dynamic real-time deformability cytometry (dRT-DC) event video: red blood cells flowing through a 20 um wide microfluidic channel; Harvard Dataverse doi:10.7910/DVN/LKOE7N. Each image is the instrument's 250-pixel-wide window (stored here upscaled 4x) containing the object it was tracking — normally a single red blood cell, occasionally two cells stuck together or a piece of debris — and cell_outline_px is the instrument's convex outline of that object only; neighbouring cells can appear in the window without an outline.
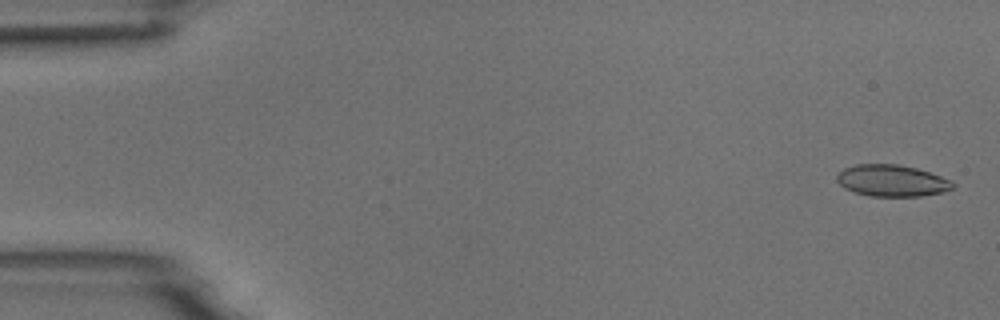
{"species": "common noctule bat (a hibernating species)", "species_latin": "Nyctalus noctula", "temperature_condition": "room temperature", "stored_images_in_passage": 5, "camera_frame_rate_fps": 3000, "um_per_image_px": 0.085, "animal": {"sex": "male", "body_mass_g": 18.8}, "frame": {"image": 1, "passage_image": 1, "time_ms": 0.0, "image_size_px": [1000, 320], "cell_outline_px": [[956, 184], [952, 188], [944, 192], [920, 196], [868, 196], [844, 188], [836, 180], [836, 176], [844, 168], [856, 164], [896, 164], [916, 168], [952, 180]], "centroid_in_image_um": [75.81, 15.36], "position_along_channel_um": 9.2, "area_um2": 21.33}}